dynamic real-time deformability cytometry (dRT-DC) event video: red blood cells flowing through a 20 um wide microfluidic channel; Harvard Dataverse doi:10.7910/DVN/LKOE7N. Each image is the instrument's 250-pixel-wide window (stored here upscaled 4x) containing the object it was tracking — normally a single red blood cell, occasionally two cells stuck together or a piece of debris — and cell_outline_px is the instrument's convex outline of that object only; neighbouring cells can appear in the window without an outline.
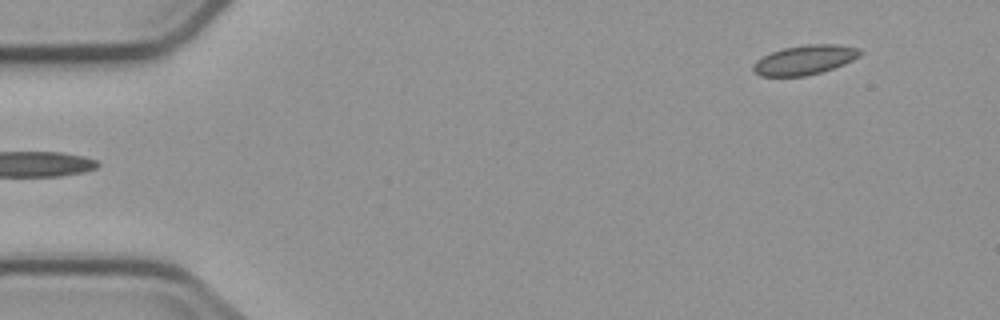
{"species": "common noctule bat (a hibernating species)", "species_latin": "Nyctalus noctula", "temperature_condition": "cold", "stored_images_in_passage": 4, "camera_frame_rate_fps": 3000, "um_per_image_px": 0.085, "animal": {"sex": "male", "body_mass_g": 23.1, "forearm_length_mm": 52.7}, "frame": {"image": 1, "passage_image": 4, "time_ms": 4.333, "image_size_px": [1000, 320], "cell_outline_px": [[860, 56], [844, 64], [820, 72], [804, 76], [760, 76], [752, 72], [752, 64], [756, 60], [772, 52], [784, 48], [804, 44], [840, 44], [860, 48]], "centroid_in_image_um": [68.38, 5.08], "position_along_channel_um": 16.6, "area_um2": 18.38}}